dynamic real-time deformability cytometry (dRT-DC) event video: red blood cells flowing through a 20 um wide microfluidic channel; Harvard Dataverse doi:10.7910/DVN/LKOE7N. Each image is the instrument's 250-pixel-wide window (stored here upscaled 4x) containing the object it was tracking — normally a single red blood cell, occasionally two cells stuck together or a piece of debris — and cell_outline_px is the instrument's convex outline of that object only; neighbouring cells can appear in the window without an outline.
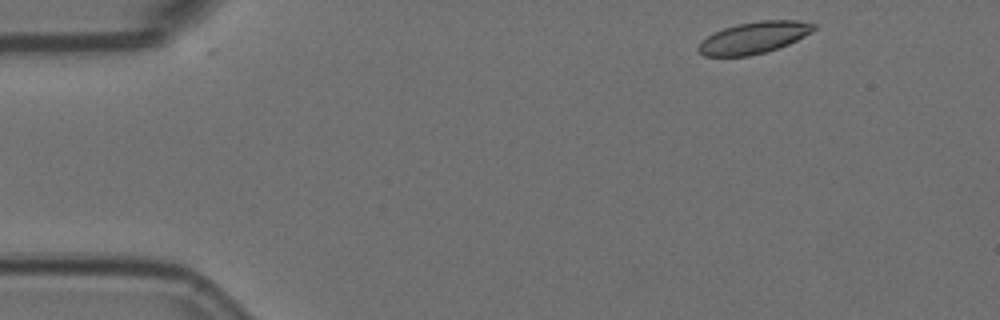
{"species": "Egyptian fruit bat (a non-hibernating species)", "species_latin": "Rousettus aegyptiacus", "temperature_condition": "room temperature", "stored_images_in_passage": 6, "camera_frame_rate_fps": 3000, "um_per_image_px": 0.085, "animal": {"sex": "female"}, "frame": {"image": 1, "passage_image": 1, "time_ms": 0.0, "image_size_px": [1000, 320], "cell_outline_px": [[816, 28], [812, 32], [788, 44], [768, 52], [748, 56], [704, 56], [696, 48], [708, 36], [724, 28], [736, 24], [760, 20], [796, 20], [816, 24]], "centroid_in_image_um": [64.11, 3.2], "position_along_channel_um": 20.9, "area_um2": 21.21}}
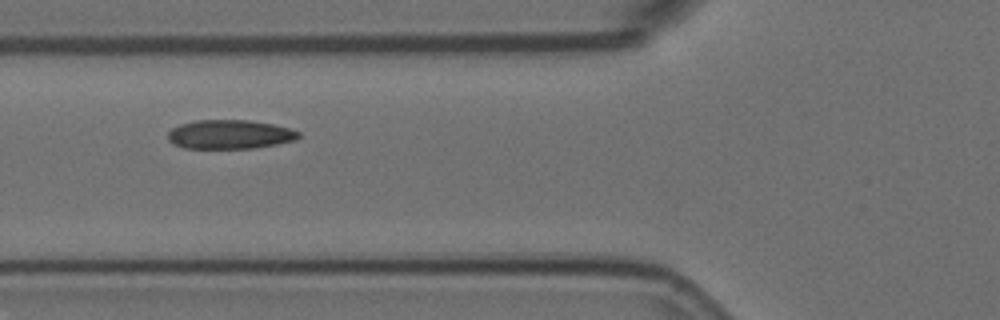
{"frame": {"image": 2, "passage_image": 5, "time_ms": 1.333, "image_size_px": [1000, 320], "cell_outline_px": [[300, 136], [296, 140], [276, 144], [252, 148], [184, 148], [172, 144], [168, 140], [168, 132], [172, 128], [180, 124], [196, 120], [248, 120], [272, 124], [292, 128], [300, 132]], "centroid_in_image_um": [19.53, 11.42], "position_along_channel_um": 106.3, "area_um2": 22.2}}
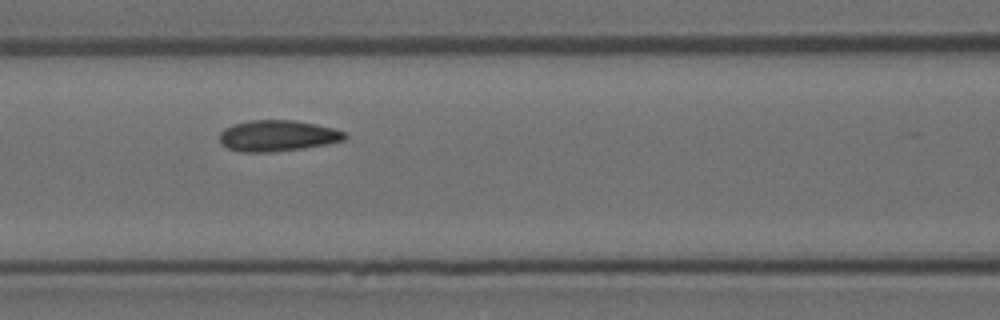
{"frame": {"image": 3, "passage_image": 6, "time_ms": 1.667, "image_size_px": [1000, 320], "cell_outline_px": [[348, 136], [344, 140], [304, 148], [272, 152], [240, 152], [228, 148], [220, 144], [220, 132], [224, 128], [232, 124], [248, 120], [296, 120], [316, 124], [332, 128], [344, 132]], "centroid_in_image_um": [23.55, 11.53], "position_along_channel_um": 143.1, "area_um2": 22.77}}